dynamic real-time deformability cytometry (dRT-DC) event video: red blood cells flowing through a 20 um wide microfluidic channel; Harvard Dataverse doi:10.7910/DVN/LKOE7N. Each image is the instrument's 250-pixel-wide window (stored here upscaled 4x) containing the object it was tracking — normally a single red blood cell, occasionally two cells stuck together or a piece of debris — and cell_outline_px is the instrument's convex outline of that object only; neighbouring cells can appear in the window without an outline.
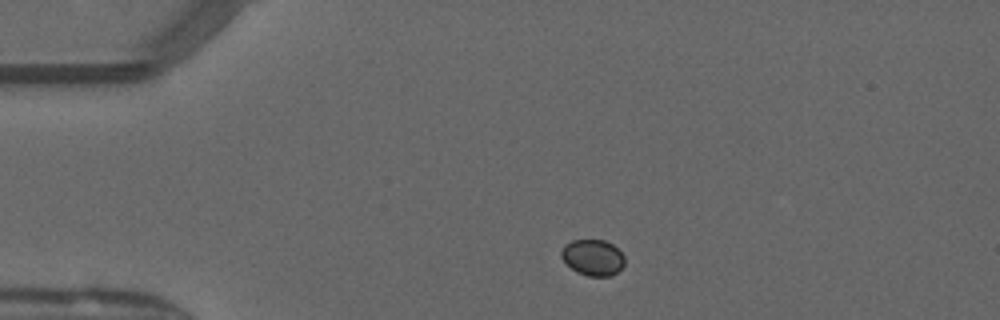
{"species": "common noctule bat (a hibernating species)", "species_latin": "Nyctalus noctula", "temperature_condition": "warm", "stored_images_in_passage": 14, "camera_frame_rate_fps": 3000, "um_per_image_px": 0.085, "animal": {"sex": "male", "forearm_length_mm": 52.5}, "frame": {"image": 1, "passage_image": 1, "time_ms": 0.0, "image_size_px": [1000, 320], "cell_outline_px": [[624, 264], [612, 276], [588, 276], [576, 272], [560, 256], [560, 252], [564, 244], [572, 240], [604, 240], [612, 244], [624, 256]], "centroid_in_image_um": [50.37, 21.88], "position_along_channel_um": 34.6, "area_um2": 13.24}}
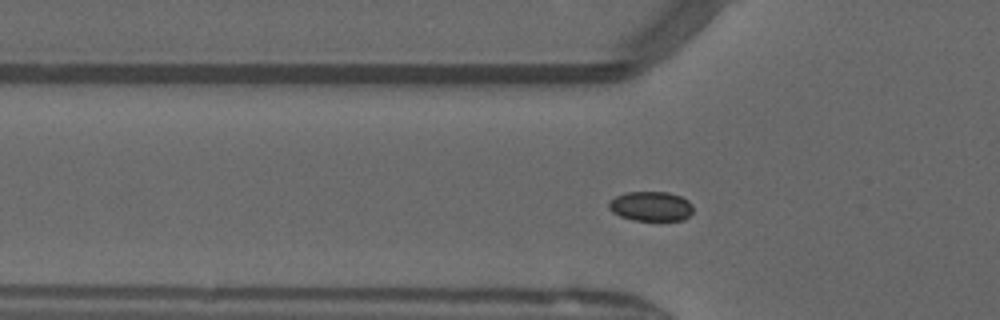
{"frame": {"image": 2, "passage_image": 7, "time_ms": 2.0, "image_size_px": [1000, 320], "cell_outline_px": [[692, 212], [684, 220], [632, 220], [620, 216], [612, 212], [608, 208], [608, 204], [616, 196], [624, 192], [668, 192], [680, 196], [688, 200], [692, 204]], "centroid_in_image_um": [55.32, 17.53], "position_along_channel_um": 70.5, "area_um2": 14.57}}